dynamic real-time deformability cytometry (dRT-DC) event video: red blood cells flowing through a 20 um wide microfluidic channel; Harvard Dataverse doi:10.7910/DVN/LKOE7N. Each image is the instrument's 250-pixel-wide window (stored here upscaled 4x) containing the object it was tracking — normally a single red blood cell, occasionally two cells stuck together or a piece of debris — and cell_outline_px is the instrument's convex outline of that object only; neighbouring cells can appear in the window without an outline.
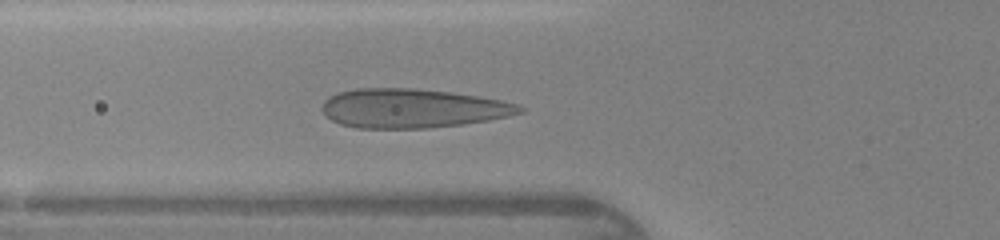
{"species": "human", "species_latin": "Homo sapiens", "temperature_condition": "warm", "stored_images_in_passage": 38, "camera_frame_rate_fps": 3000, "um_per_image_px": 0.085, "donor": {"sex": "female"}, "frame": {"image": 1, "passage_image": 14, "time_ms": 4.333, "image_size_px": [1000, 240], "cell_outline_px": [[524, 112], [508, 116], [488, 120], [460, 124], [428, 128], [356, 128], [340, 124], [324, 116], [320, 108], [324, 100], [328, 96], [340, 92], [356, 88], [416, 88], [452, 92], [500, 100], [516, 104], [524, 108]], "centroid_in_image_um": [34.99, 9.2], "position_along_channel_um": 90.8, "area_um2": 45.14}}
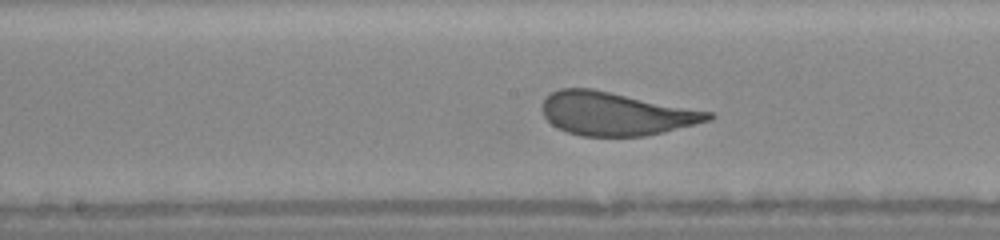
{"frame": {"image": 2, "passage_image": 21, "time_ms": 6.667, "image_size_px": [1000, 240], "cell_outline_px": [[716, 116], [712, 120], [664, 132], [644, 136], [580, 136], [568, 132], [552, 124], [544, 116], [540, 108], [544, 100], [552, 92], [560, 88], [592, 88], [712, 112]], "centroid_in_image_um": [52.35, 9.66], "position_along_channel_um": 195.8, "area_um2": 41.85}}
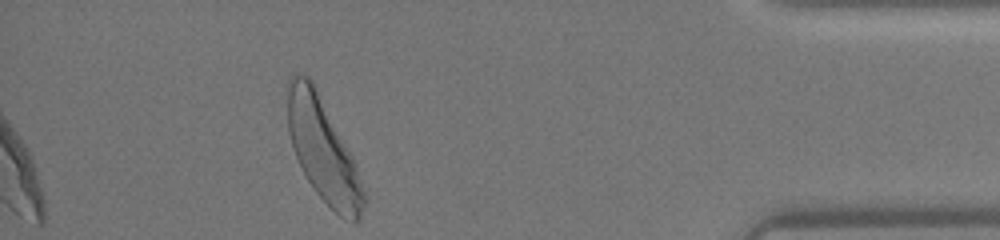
{"frame": {"image": 3, "passage_image": 38, "time_ms": 12.333, "image_size_px": [1000, 240], "cell_outline_px": [[364, 204], [360, 216], [356, 220], [344, 220], [316, 192], [308, 180], [296, 156], [288, 132], [288, 80], [296, 72], [300, 72], [308, 76], [312, 80], [352, 156], [356, 164], [364, 192]], "centroid_in_image_um": [27.44, 12.71], "position_along_channel_um": 407.8, "area_um2": 44.74}}